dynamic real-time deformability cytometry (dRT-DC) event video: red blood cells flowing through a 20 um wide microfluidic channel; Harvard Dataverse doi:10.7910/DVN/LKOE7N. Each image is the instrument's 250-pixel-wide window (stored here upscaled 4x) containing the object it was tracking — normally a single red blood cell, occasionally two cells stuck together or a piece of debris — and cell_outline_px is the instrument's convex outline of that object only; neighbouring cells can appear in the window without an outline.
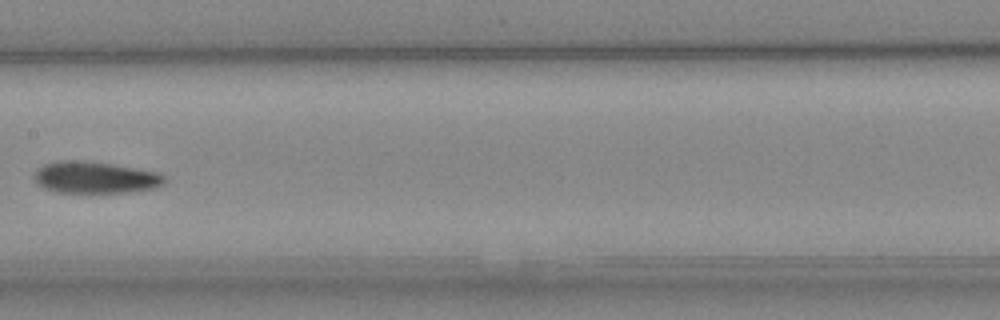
{"species": "Egyptian fruit bat (a non-hibernating species)", "species_latin": "Rousettus aegyptiacus", "temperature_condition": "cold", "stored_images_in_passage": 7, "camera_frame_rate_fps": 3000, "um_per_image_px": 0.085, "animal": {"sex": "female"}, "frame": {"image": 1, "passage_image": 6, "time_ms": 6.333, "image_size_px": [1000, 320], "cell_outline_px": [[164, 184], [156, 188], [128, 192], [56, 192], [44, 188], [36, 184], [36, 172], [44, 164], [108, 164], [160, 172], [164, 176]], "centroid_in_image_um": [8.21, 15.16], "position_along_channel_um": 199.2, "area_um2": 22.6}}
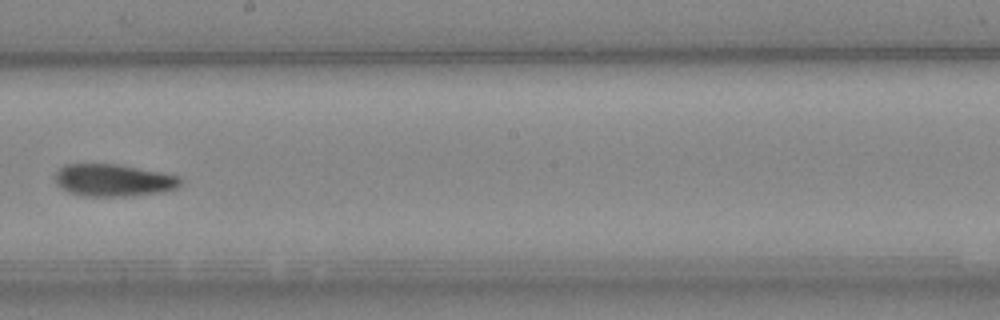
{"frame": {"image": 2, "passage_image": 7, "time_ms": 7.333, "image_size_px": [1000, 320], "cell_outline_px": [[184, 180], [176, 188], [164, 192], [132, 196], [80, 196], [68, 192], [56, 184], [56, 172], [64, 164], [116, 164], [176, 176]], "centroid_in_image_um": [9.61, 15.34], "position_along_channel_um": 238.6, "area_um2": 23.41}}